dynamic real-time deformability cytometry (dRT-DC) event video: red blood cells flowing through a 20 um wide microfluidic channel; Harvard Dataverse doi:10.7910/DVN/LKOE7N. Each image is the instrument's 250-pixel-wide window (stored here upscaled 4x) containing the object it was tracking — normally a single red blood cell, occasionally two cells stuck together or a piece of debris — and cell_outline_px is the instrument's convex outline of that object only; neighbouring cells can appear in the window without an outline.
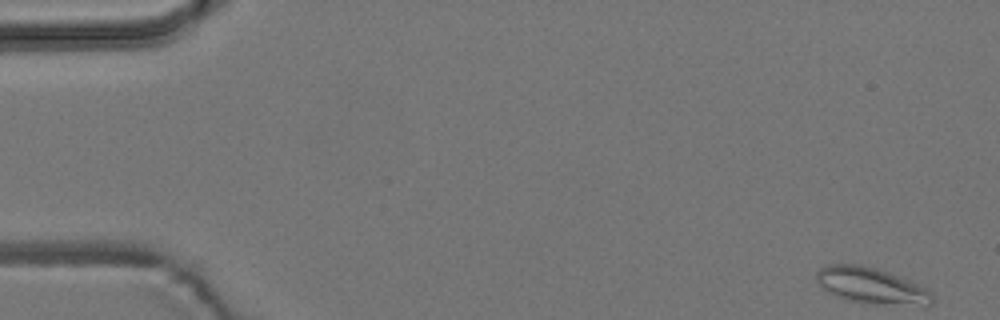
{"species": "common noctule bat (a hibernating species)", "species_latin": "Nyctalus noctula", "temperature_condition": "room temperature", "stored_images_in_passage": 5, "camera_frame_rate_fps": 3000, "um_per_image_px": 0.085, "animal": {"sex": "male", "body_mass_g": 19.2, "forearm_length_mm": 51.8}, "frame": {"image": 1, "passage_image": 1, "time_ms": 0.0, "image_size_px": [1000, 320], "cell_outline_px": [[932, 304], [928, 304], [848, 300], [836, 296], [820, 288], [816, 280], [816, 272], [820, 268], [828, 264], [860, 264], [876, 268], [900, 276], [932, 292]], "centroid_in_image_um": [73.94, 24.21], "position_along_channel_um": 11.1, "area_um2": 23.35}}